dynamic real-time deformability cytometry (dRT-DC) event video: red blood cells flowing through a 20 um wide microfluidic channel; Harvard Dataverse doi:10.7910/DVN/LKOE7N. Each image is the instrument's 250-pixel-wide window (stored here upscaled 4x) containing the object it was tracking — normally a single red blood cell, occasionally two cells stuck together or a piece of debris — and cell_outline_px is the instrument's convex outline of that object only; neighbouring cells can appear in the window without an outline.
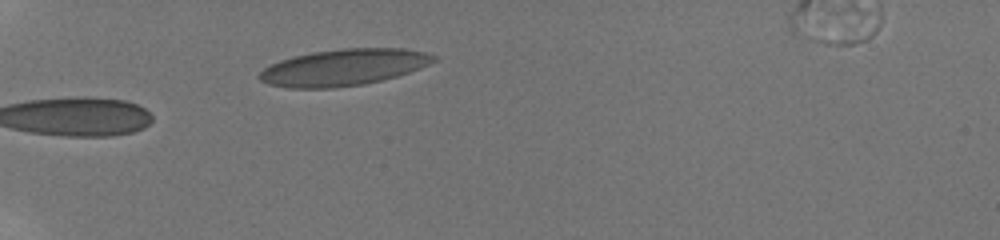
{"species": "human", "species_latin": "Homo sapiens", "temperature_condition": "room temperature", "stored_images_in_passage": 15, "camera_frame_rate_fps": 3000, "um_per_image_px": 0.085, "donor": {"sex": "male"}, "frame": {"image": 1, "passage_image": 9, "time_ms": 7.667, "image_size_px": [1000, 240], "cell_outline_px": [[440, 60], [420, 68], [396, 76], [364, 84], [332, 88], [288, 88], [268, 84], [260, 80], [256, 76], [264, 68], [280, 60], [312, 52], [344, 48], [404, 48], [424, 52], [436, 56]], "centroid_in_image_um": [29.22, 5.72], "position_along_channel_um": 55.8, "area_um2": 37.05}}
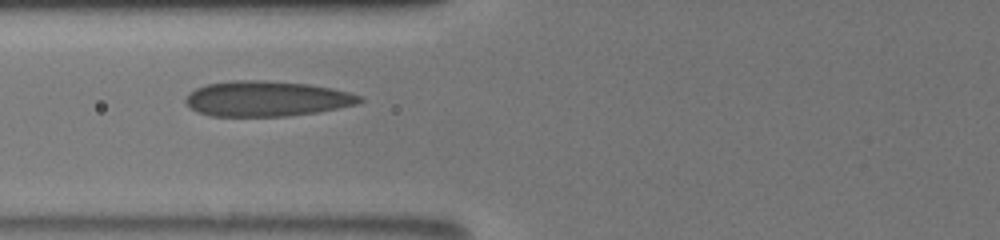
{"frame": {"image": 2, "passage_image": 11, "time_ms": 9.667, "image_size_px": [1000, 240], "cell_outline_px": [[364, 100], [356, 104], [316, 112], [288, 116], [212, 116], [196, 112], [184, 100], [188, 92], [196, 88], [208, 84], [232, 80], [264, 80], [308, 84], [332, 88], [348, 92], [360, 96]], "centroid_in_image_um": [22.63, 8.38], "position_along_channel_um": 103.2, "area_um2": 35.72}}
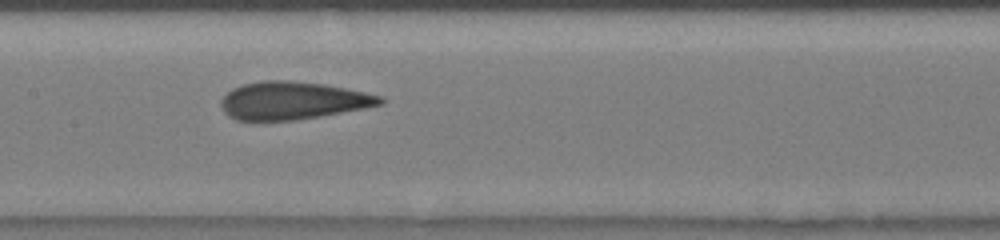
{"frame": {"image": 3, "passage_image": 13, "time_ms": 11.667, "image_size_px": [1000, 240], "cell_outline_px": [[388, 100], [384, 104], [364, 108], [320, 116], [296, 120], [236, 120], [228, 116], [224, 112], [220, 104], [220, 100], [232, 88], [244, 84], [264, 80], [288, 80], [324, 84], [384, 96]], "centroid_in_image_um": [24.9, 8.55], "position_along_channel_um": 182.5, "area_um2": 35.08}}